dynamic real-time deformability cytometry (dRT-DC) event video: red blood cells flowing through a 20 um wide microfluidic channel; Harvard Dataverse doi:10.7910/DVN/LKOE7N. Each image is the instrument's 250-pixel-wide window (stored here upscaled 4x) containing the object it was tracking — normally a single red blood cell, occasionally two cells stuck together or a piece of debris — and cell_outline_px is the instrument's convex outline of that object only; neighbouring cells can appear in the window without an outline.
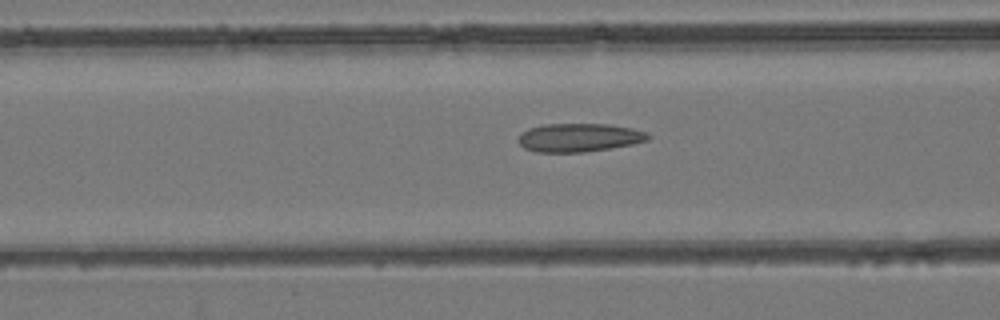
{"species": "common noctule bat (a hibernating species)", "species_latin": "Nyctalus noctula", "temperature_condition": "room temperature", "stored_images_in_passage": 46, "camera_frame_rate_fps": 3000, "um_per_image_px": 0.085, "animal": {"sex": "female", "body_mass_g": 24.6, "forearm_length_mm": 56.2}, "frame": {"image": 1, "passage_image": 14, "time_ms": 4.333, "image_size_px": [1000, 320], "cell_outline_px": [[652, 136], [648, 140], [632, 144], [584, 152], [536, 152], [524, 148], [516, 140], [528, 128], [544, 124], [608, 124], [632, 128], [648, 132]], "centroid_in_image_um": [49.23, 11.69], "position_along_channel_um": 117.4, "area_um2": 21.5}}
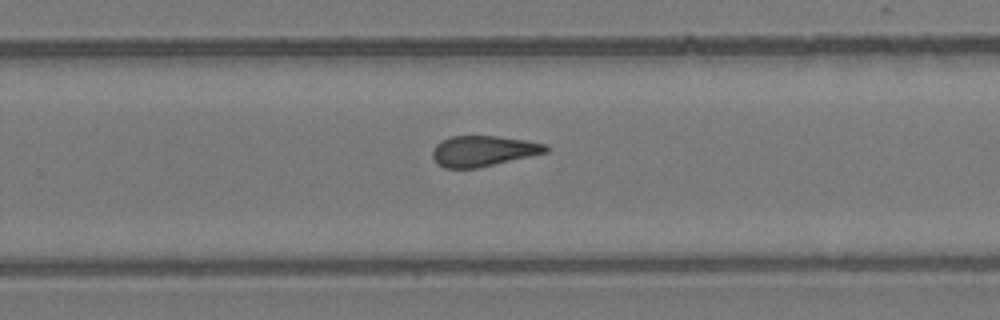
{"frame": {"image": 2, "passage_image": 27, "time_ms": 8.667, "image_size_px": [1000, 320], "cell_outline_px": [[548, 152], [476, 168], [444, 168], [436, 164], [432, 156], [432, 148], [440, 140], [448, 136], [496, 136], [524, 140], [548, 144]], "centroid_in_image_um": [41.02, 12.83], "position_along_channel_um": 288.8, "area_um2": 20.29}}
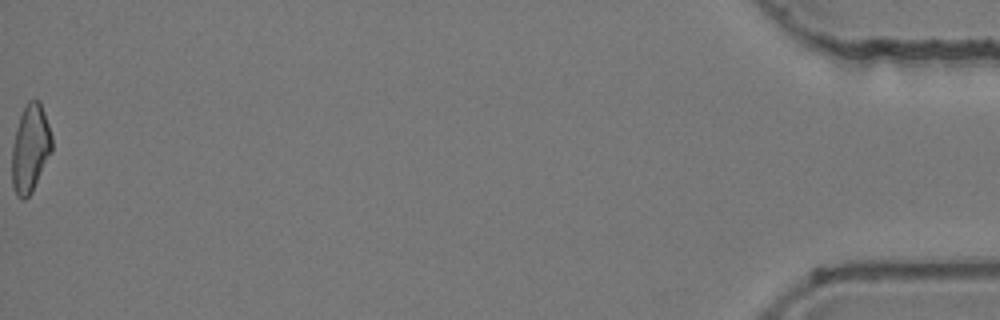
{"frame": {"image": 3, "passage_image": 46, "time_ms": 15.0, "image_size_px": [1000, 320], "cell_outline_px": [[52, 152], [32, 192], [24, 200], [20, 200], [16, 196], [12, 184], [12, 144], [16, 128], [20, 116], [28, 100], [36, 96], [40, 100], [52, 136]], "centroid_in_image_um": [2.57, 12.61], "position_along_channel_um": 432.6, "area_um2": 20.75}, "authors_computed_cell_mechanics": {"area_um2": 20.8947, "velocity_mm_per_s": 3.9563, "shape_relaxation_time_tau1_ms": null, "shape_relaxation_time_tau2_ms": 1.6028, "deformation_change_tau1": null, "deformation_change_tau2": 0.105}}